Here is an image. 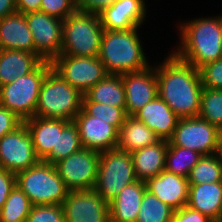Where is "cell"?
<instances>
[{"mask_svg":"<svg viewBox=\"0 0 222 222\" xmlns=\"http://www.w3.org/2000/svg\"><path fill=\"white\" fill-rule=\"evenodd\" d=\"M77 10L75 0H42L40 12L50 16L57 17L61 20L66 19Z\"/></svg>","mask_w":222,"mask_h":222,"instance_id":"cell-37","label":"cell"},{"mask_svg":"<svg viewBox=\"0 0 222 222\" xmlns=\"http://www.w3.org/2000/svg\"><path fill=\"white\" fill-rule=\"evenodd\" d=\"M0 49L35 53L33 35L25 14L14 13L0 20Z\"/></svg>","mask_w":222,"mask_h":222,"instance_id":"cell-21","label":"cell"},{"mask_svg":"<svg viewBox=\"0 0 222 222\" xmlns=\"http://www.w3.org/2000/svg\"><path fill=\"white\" fill-rule=\"evenodd\" d=\"M202 156L199 152L188 148L168 145L165 170L188 178L191 169L199 162Z\"/></svg>","mask_w":222,"mask_h":222,"instance_id":"cell-29","label":"cell"},{"mask_svg":"<svg viewBox=\"0 0 222 222\" xmlns=\"http://www.w3.org/2000/svg\"><path fill=\"white\" fill-rule=\"evenodd\" d=\"M126 96V115L134 116L148 102L158 96V84L155 67L121 74Z\"/></svg>","mask_w":222,"mask_h":222,"instance_id":"cell-15","label":"cell"},{"mask_svg":"<svg viewBox=\"0 0 222 222\" xmlns=\"http://www.w3.org/2000/svg\"><path fill=\"white\" fill-rule=\"evenodd\" d=\"M16 185V174L0 168V209Z\"/></svg>","mask_w":222,"mask_h":222,"instance_id":"cell-40","label":"cell"},{"mask_svg":"<svg viewBox=\"0 0 222 222\" xmlns=\"http://www.w3.org/2000/svg\"><path fill=\"white\" fill-rule=\"evenodd\" d=\"M219 155H220V157L222 159V142H221L220 149H219Z\"/></svg>","mask_w":222,"mask_h":222,"instance_id":"cell-44","label":"cell"},{"mask_svg":"<svg viewBox=\"0 0 222 222\" xmlns=\"http://www.w3.org/2000/svg\"><path fill=\"white\" fill-rule=\"evenodd\" d=\"M78 126L83 148L98 152L115 149L118 140V130L109 124L89 115L83 108L73 120Z\"/></svg>","mask_w":222,"mask_h":222,"instance_id":"cell-16","label":"cell"},{"mask_svg":"<svg viewBox=\"0 0 222 222\" xmlns=\"http://www.w3.org/2000/svg\"><path fill=\"white\" fill-rule=\"evenodd\" d=\"M104 30L98 57L108 74L121 75L149 67L137 29Z\"/></svg>","mask_w":222,"mask_h":222,"instance_id":"cell-3","label":"cell"},{"mask_svg":"<svg viewBox=\"0 0 222 222\" xmlns=\"http://www.w3.org/2000/svg\"><path fill=\"white\" fill-rule=\"evenodd\" d=\"M62 208L65 222H110L109 203L94 189L69 191Z\"/></svg>","mask_w":222,"mask_h":222,"instance_id":"cell-14","label":"cell"},{"mask_svg":"<svg viewBox=\"0 0 222 222\" xmlns=\"http://www.w3.org/2000/svg\"><path fill=\"white\" fill-rule=\"evenodd\" d=\"M103 32L99 14L76 10L63 20L60 55L97 57Z\"/></svg>","mask_w":222,"mask_h":222,"instance_id":"cell-5","label":"cell"},{"mask_svg":"<svg viewBox=\"0 0 222 222\" xmlns=\"http://www.w3.org/2000/svg\"><path fill=\"white\" fill-rule=\"evenodd\" d=\"M43 60L35 53L0 49V87L33 72Z\"/></svg>","mask_w":222,"mask_h":222,"instance_id":"cell-23","label":"cell"},{"mask_svg":"<svg viewBox=\"0 0 222 222\" xmlns=\"http://www.w3.org/2000/svg\"><path fill=\"white\" fill-rule=\"evenodd\" d=\"M118 0H79L77 10L93 14H100L106 7L114 4Z\"/></svg>","mask_w":222,"mask_h":222,"instance_id":"cell-41","label":"cell"},{"mask_svg":"<svg viewBox=\"0 0 222 222\" xmlns=\"http://www.w3.org/2000/svg\"><path fill=\"white\" fill-rule=\"evenodd\" d=\"M82 108L91 116L102 121H109V124L117 130L124 124L126 115L125 107H115L108 104H100L90 101L85 95L82 97Z\"/></svg>","mask_w":222,"mask_h":222,"instance_id":"cell-34","label":"cell"},{"mask_svg":"<svg viewBox=\"0 0 222 222\" xmlns=\"http://www.w3.org/2000/svg\"><path fill=\"white\" fill-rule=\"evenodd\" d=\"M32 206L27 195L15 185L0 209V222H25Z\"/></svg>","mask_w":222,"mask_h":222,"instance_id":"cell-31","label":"cell"},{"mask_svg":"<svg viewBox=\"0 0 222 222\" xmlns=\"http://www.w3.org/2000/svg\"><path fill=\"white\" fill-rule=\"evenodd\" d=\"M198 70L204 88L222 90V57L205 64Z\"/></svg>","mask_w":222,"mask_h":222,"instance_id":"cell-36","label":"cell"},{"mask_svg":"<svg viewBox=\"0 0 222 222\" xmlns=\"http://www.w3.org/2000/svg\"><path fill=\"white\" fill-rule=\"evenodd\" d=\"M16 185L27 195L33 206L62 205L69 192L56 166L42 160L17 173Z\"/></svg>","mask_w":222,"mask_h":222,"instance_id":"cell-6","label":"cell"},{"mask_svg":"<svg viewBox=\"0 0 222 222\" xmlns=\"http://www.w3.org/2000/svg\"><path fill=\"white\" fill-rule=\"evenodd\" d=\"M52 63L43 61L33 72L0 87V105L23 121L35 116L40 88Z\"/></svg>","mask_w":222,"mask_h":222,"instance_id":"cell-7","label":"cell"},{"mask_svg":"<svg viewBox=\"0 0 222 222\" xmlns=\"http://www.w3.org/2000/svg\"><path fill=\"white\" fill-rule=\"evenodd\" d=\"M42 0H16L17 13L40 11Z\"/></svg>","mask_w":222,"mask_h":222,"instance_id":"cell-42","label":"cell"},{"mask_svg":"<svg viewBox=\"0 0 222 222\" xmlns=\"http://www.w3.org/2000/svg\"><path fill=\"white\" fill-rule=\"evenodd\" d=\"M198 117L222 131V90L203 88Z\"/></svg>","mask_w":222,"mask_h":222,"instance_id":"cell-33","label":"cell"},{"mask_svg":"<svg viewBox=\"0 0 222 222\" xmlns=\"http://www.w3.org/2000/svg\"><path fill=\"white\" fill-rule=\"evenodd\" d=\"M99 161L100 152L82 148L55 166L69 191L91 190L96 184Z\"/></svg>","mask_w":222,"mask_h":222,"instance_id":"cell-11","label":"cell"},{"mask_svg":"<svg viewBox=\"0 0 222 222\" xmlns=\"http://www.w3.org/2000/svg\"><path fill=\"white\" fill-rule=\"evenodd\" d=\"M51 63L52 68L83 95L108 75L98 56L59 55Z\"/></svg>","mask_w":222,"mask_h":222,"instance_id":"cell-10","label":"cell"},{"mask_svg":"<svg viewBox=\"0 0 222 222\" xmlns=\"http://www.w3.org/2000/svg\"><path fill=\"white\" fill-rule=\"evenodd\" d=\"M145 183L150 193L172 209L179 210L186 206L189 193L188 178L164 170Z\"/></svg>","mask_w":222,"mask_h":222,"instance_id":"cell-18","label":"cell"},{"mask_svg":"<svg viewBox=\"0 0 222 222\" xmlns=\"http://www.w3.org/2000/svg\"><path fill=\"white\" fill-rule=\"evenodd\" d=\"M23 124L15 113L0 105V139L8 133L15 131Z\"/></svg>","mask_w":222,"mask_h":222,"instance_id":"cell-38","label":"cell"},{"mask_svg":"<svg viewBox=\"0 0 222 222\" xmlns=\"http://www.w3.org/2000/svg\"><path fill=\"white\" fill-rule=\"evenodd\" d=\"M90 101L125 107L126 96L121 75L108 74L84 94Z\"/></svg>","mask_w":222,"mask_h":222,"instance_id":"cell-27","label":"cell"},{"mask_svg":"<svg viewBox=\"0 0 222 222\" xmlns=\"http://www.w3.org/2000/svg\"><path fill=\"white\" fill-rule=\"evenodd\" d=\"M82 97L51 68L41 84L35 116L73 121L82 109Z\"/></svg>","mask_w":222,"mask_h":222,"instance_id":"cell-4","label":"cell"},{"mask_svg":"<svg viewBox=\"0 0 222 222\" xmlns=\"http://www.w3.org/2000/svg\"><path fill=\"white\" fill-rule=\"evenodd\" d=\"M17 13L16 0H0V20Z\"/></svg>","mask_w":222,"mask_h":222,"instance_id":"cell-43","label":"cell"},{"mask_svg":"<svg viewBox=\"0 0 222 222\" xmlns=\"http://www.w3.org/2000/svg\"><path fill=\"white\" fill-rule=\"evenodd\" d=\"M82 148L78 126L75 122L58 119L57 151H51L42 161L55 165Z\"/></svg>","mask_w":222,"mask_h":222,"instance_id":"cell-28","label":"cell"},{"mask_svg":"<svg viewBox=\"0 0 222 222\" xmlns=\"http://www.w3.org/2000/svg\"><path fill=\"white\" fill-rule=\"evenodd\" d=\"M25 19L33 35L35 54L52 62L61 54L63 20L40 11L26 13Z\"/></svg>","mask_w":222,"mask_h":222,"instance_id":"cell-13","label":"cell"},{"mask_svg":"<svg viewBox=\"0 0 222 222\" xmlns=\"http://www.w3.org/2000/svg\"><path fill=\"white\" fill-rule=\"evenodd\" d=\"M186 206L214 222H222V182L189 185Z\"/></svg>","mask_w":222,"mask_h":222,"instance_id":"cell-22","label":"cell"},{"mask_svg":"<svg viewBox=\"0 0 222 222\" xmlns=\"http://www.w3.org/2000/svg\"><path fill=\"white\" fill-rule=\"evenodd\" d=\"M25 222H65L62 205H35Z\"/></svg>","mask_w":222,"mask_h":222,"instance_id":"cell-35","label":"cell"},{"mask_svg":"<svg viewBox=\"0 0 222 222\" xmlns=\"http://www.w3.org/2000/svg\"><path fill=\"white\" fill-rule=\"evenodd\" d=\"M155 134L164 140H169L180 118L159 96L148 102L135 115Z\"/></svg>","mask_w":222,"mask_h":222,"instance_id":"cell-19","label":"cell"},{"mask_svg":"<svg viewBox=\"0 0 222 222\" xmlns=\"http://www.w3.org/2000/svg\"><path fill=\"white\" fill-rule=\"evenodd\" d=\"M23 123L31 134L35 153L40 160L51 151H57L58 119L33 116Z\"/></svg>","mask_w":222,"mask_h":222,"instance_id":"cell-25","label":"cell"},{"mask_svg":"<svg viewBox=\"0 0 222 222\" xmlns=\"http://www.w3.org/2000/svg\"><path fill=\"white\" fill-rule=\"evenodd\" d=\"M146 190V183L139 180L125 186L109 202L110 222H136Z\"/></svg>","mask_w":222,"mask_h":222,"instance_id":"cell-20","label":"cell"},{"mask_svg":"<svg viewBox=\"0 0 222 222\" xmlns=\"http://www.w3.org/2000/svg\"><path fill=\"white\" fill-rule=\"evenodd\" d=\"M174 211L146 190L136 222H171Z\"/></svg>","mask_w":222,"mask_h":222,"instance_id":"cell-32","label":"cell"},{"mask_svg":"<svg viewBox=\"0 0 222 222\" xmlns=\"http://www.w3.org/2000/svg\"><path fill=\"white\" fill-rule=\"evenodd\" d=\"M160 138L141 120L127 116L124 124L118 130L116 148L132 153L158 142Z\"/></svg>","mask_w":222,"mask_h":222,"instance_id":"cell-26","label":"cell"},{"mask_svg":"<svg viewBox=\"0 0 222 222\" xmlns=\"http://www.w3.org/2000/svg\"><path fill=\"white\" fill-rule=\"evenodd\" d=\"M37 157L31 134L23 123L15 131L0 139V168L14 174L36 165Z\"/></svg>","mask_w":222,"mask_h":222,"instance_id":"cell-12","label":"cell"},{"mask_svg":"<svg viewBox=\"0 0 222 222\" xmlns=\"http://www.w3.org/2000/svg\"><path fill=\"white\" fill-rule=\"evenodd\" d=\"M145 14L144 0H118L105 8L99 19L104 30H128L140 27Z\"/></svg>","mask_w":222,"mask_h":222,"instance_id":"cell-17","label":"cell"},{"mask_svg":"<svg viewBox=\"0 0 222 222\" xmlns=\"http://www.w3.org/2000/svg\"><path fill=\"white\" fill-rule=\"evenodd\" d=\"M137 181L131 153L118 148L100 152L94 190L108 203L127 185Z\"/></svg>","mask_w":222,"mask_h":222,"instance_id":"cell-8","label":"cell"},{"mask_svg":"<svg viewBox=\"0 0 222 222\" xmlns=\"http://www.w3.org/2000/svg\"><path fill=\"white\" fill-rule=\"evenodd\" d=\"M215 182H222V159L219 153L202 156L188 176L189 185Z\"/></svg>","mask_w":222,"mask_h":222,"instance_id":"cell-30","label":"cell"},{"mask_svg":"<svg viewBox=\"0 0 222 222\" xmlns=\"http://www.w3.org/2000/svg\"><path fill=\"white\" fill-rule=\"evenodd\" d=\"M181 46L173 53L196 69L222 57V15L180 23Z\"/></svg>","mask_w":222,"mask_h":222,"instance_id":"cell-2","label":"cell"},{"mask_svg":"<svg viewBox=\"0 0 222 222\" xmlns=\"http://www.w3.org/2000/svg\"><path fill=\"white\" fill-rule=\"evenodd\" d=\"M222 131L200 117L180 118L168 145L188 148L203 156L219 153Z\"/></svg>","mask_w":222,"mask_h":222,"instance_id":"cell-9","label":"cell"},{"mask_svg":"<svg viewBox=\"0 0 222 222\" xmlns=\"http://www.w3.org/2000/svg\"><path fill=\"white\" fill-rule=\"evenodd\" d=\"M171 222H214L209 217L194 210L188 206H184L179 210H175Z\"/></svg>","mask_w":222,"mask_h":222,"instance_id":"cell-39","label":"cell"},{"mask_svg":"<svg viewBox=\"0 0 222 222\" xmlns=\"http://www.w3.org/2000/svg\"><path fill=\"white\" fill-rule=\"evenodd\" d=\"M167 148L168 140L160 139L131 153L137 180L146 182L165 170Z\"/></svg>","mask_w":222,"mask_h":222,"instance_id":"cell-24","label":"cell"},{"mask_svg":"<svg viewBox=\"0 0 222 222\" xmlns=\"http://www.w3.org/2000/svg\"><path fill=\"white\" fill-rule=\"evenodd\" d=\"M166 58L155 67L158 96L179 118L198 117L204 88L199 70L174 53Z\"/></svg>","mask_w":222,"mask_h":222,"instance_id":"cell-1","label":"cell"}]
</instances>
